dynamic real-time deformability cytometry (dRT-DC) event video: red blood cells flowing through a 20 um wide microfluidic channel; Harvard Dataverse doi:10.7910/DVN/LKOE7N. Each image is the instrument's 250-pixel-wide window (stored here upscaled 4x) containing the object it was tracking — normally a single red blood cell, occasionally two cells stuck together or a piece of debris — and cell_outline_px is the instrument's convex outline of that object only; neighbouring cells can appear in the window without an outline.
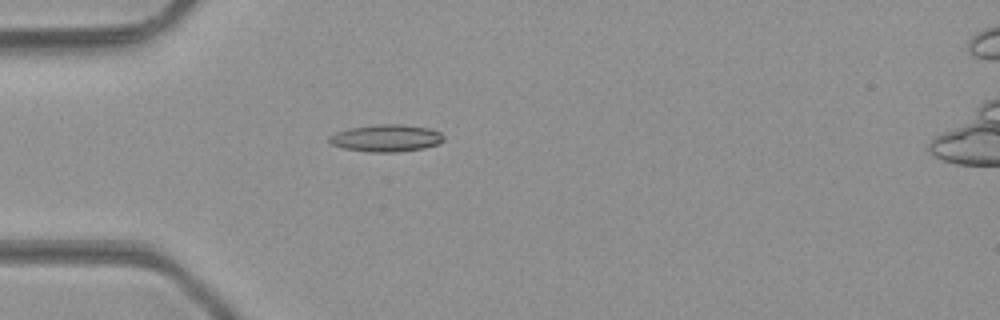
{"species": "common noctule bat (a hibernating species)", "species_latin": "Nyctalus noctula", "temperature_condition": "room temperature", "stored_images_in_passage": 35, "camera_frame_rate_fps": 3000, "um_per_image_px": 0.085, "animal": {"sex": "male", "body_mass_g": 23.1, "forearm_length_mm": 52.7}, "frame": {"image": 1, "passage_image": 1, "time_ms": 0.0, "image_size_px": [1000, 320], "cell_outline_px": [[444, 140], [440, 144], [424, 148], [400, 152], [368, 152], [344, 148], [332, 144], [328, 140], [328, 136], [336, 132], [352, 128], [380, 124], [400, 124], [428, 128], [440, 132], [444, 136]], "centroid_in_image_um": [32.86, 11.75], "position_along_channel_um": 52.1, "area_um2": 18.09}}
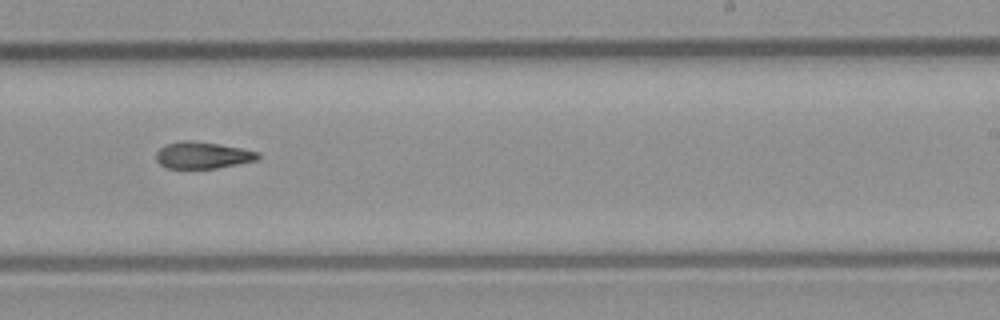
{"frame": {"image": 2, "passage_image": 17, "time_ms": 5.333, "image_size_px": [1000, 320], "cell_outline_px": [[260, 156], [256, 160], [216, 168], [168, 168], [160, 164], [156, 160], [156, 152], [164, 144], [180, 140], [192, 140], [240, 148], [256, 152]], "centroid_in_image_um": [17.15, 13.18], "position_along_channel_um": 271.9, "area_um2": 15.66}}
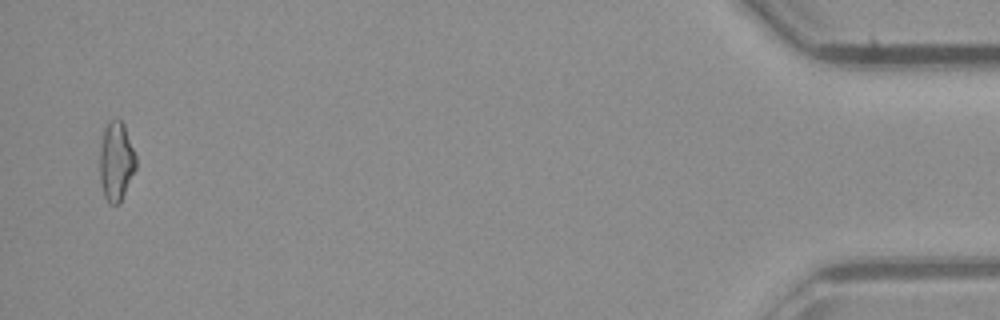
{"frame": {"image": 3, "passage_image": 34, "time_ms": 11.0, "image_size_px": [1000, 320], "cell_outline_px": [[136, 168], [120, 200], [116, 204], [108, 204], [104, 196], [100, 184], [100, 148], [104, 128], [108, 120], [120, 120], [124, 124], [136, 156]], "centroid_in_image_um": [9.86, 13.7], "position_along_channel_um": 425.3, "area_um2": 16.53}, "authors_computed_cell_mechanics": {"area_um2": 16.2996, "velocity_mm_per_s": 4.3032, "shape_relaxation_time_tau1_ms": null, "shape_relaxation_time_tau2_ms": 3.7879, "deformation_change_tau1": null, "deformation_change_tau2": 0.1286}}